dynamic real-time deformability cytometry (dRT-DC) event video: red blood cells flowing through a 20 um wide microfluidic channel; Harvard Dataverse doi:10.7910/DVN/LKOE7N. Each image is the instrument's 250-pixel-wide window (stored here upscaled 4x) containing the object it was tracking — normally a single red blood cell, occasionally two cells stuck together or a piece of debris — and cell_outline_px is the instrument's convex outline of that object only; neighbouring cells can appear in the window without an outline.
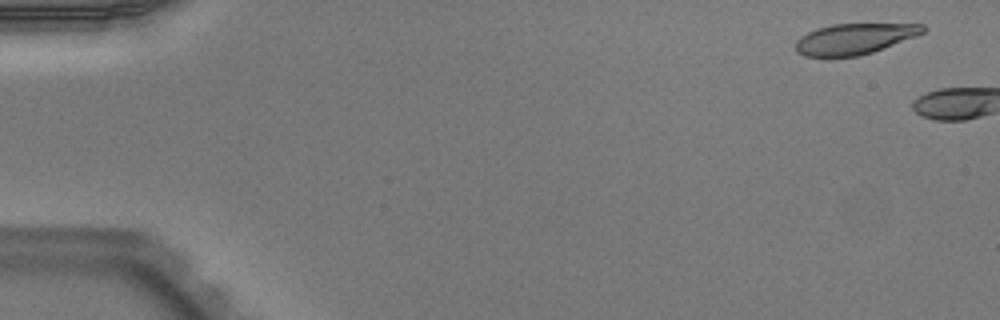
{"species": "Egyptian fruit bat (a non-hibernating species)", "species_latin": "Rousettus aegyptiacus", "temperature_condition": "warm", "stored_images_in_passage": 5, "camera_frame_rate_fps": 3000, "um_per_image_px": 0.085, "animal": {"sex": "male"}, "frame": {"image": 1, "passage_image": 3, "time_ms": 0.667, "image_size_px": [1000, 320], "cell_outline_px": [[928, 28], [924, 32], [916, 36], [872, 52], [856, 56], [804, 56], [796, 52], [796, 40], [800, 36], [816, 28], [832, 24], [924, 24]], "centroid_in_image_um": [72.62, 3.29], "position_along_channel_um": 12.4, "area_um2": 22.72}}